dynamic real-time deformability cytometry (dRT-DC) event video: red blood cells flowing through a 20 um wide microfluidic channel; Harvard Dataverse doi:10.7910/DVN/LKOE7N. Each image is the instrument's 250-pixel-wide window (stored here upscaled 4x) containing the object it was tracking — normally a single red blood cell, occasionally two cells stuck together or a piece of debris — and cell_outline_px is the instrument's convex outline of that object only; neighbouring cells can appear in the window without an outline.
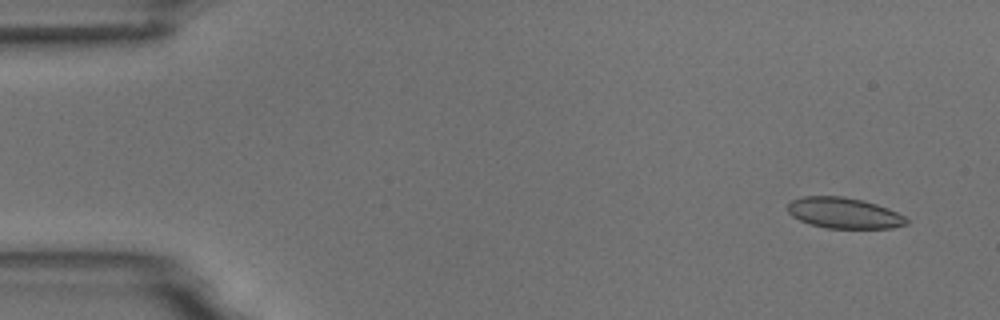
{"species": "common noctule bat (a hibernating species)", "species_latin": "Nyctalus noctula", "temperature_condition": "room temperature", "stored_images_in_passage": 7, "camera_frame_rate_fps": 3000, "um_per_image_px": 0.085, "animal": {"sex": "male", "body_mass_g": 18.8}, "frame": {"image": 1, "passage_image": 1, "time_ms": 0.0, "image_size_px": [1000, 320], "cell_outline_px": [[908, 224], [892, 228], [824, 228], [808, 224], [792, 216], [788, 212], [788, 204], [792, 200], [804, 196], [844, 196], [864, 200], [888, 208], [904, 216], [908, 220]], "centroid_in_image_um": [71.73, 18.11], "position_along_channel_um": 13.3, "area_um2": 21.44}}
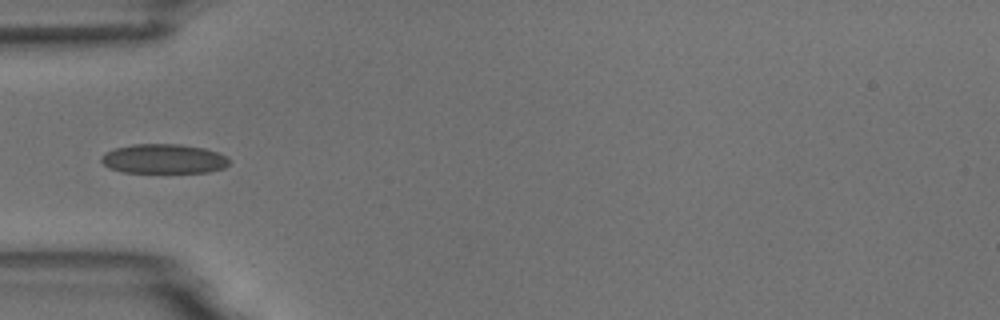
{"frame": {"image": 2, "passage_image": 5, "time_ms": 4.667, "image_size_px": [1000, 320], "cell_outline_px": [[228, 164], [224, 168], [208, 172], [124, 172], [108, 168], [100, 160], [100, 156], [116, 148], [132, 144], [180, 144], [204, 148], [216, 152], [224, 156], [228, 160]], "centroid_in_image_um": [13.89, 13.5], "position_along_channel_um": 71.1, "area_um2": 21.79}}